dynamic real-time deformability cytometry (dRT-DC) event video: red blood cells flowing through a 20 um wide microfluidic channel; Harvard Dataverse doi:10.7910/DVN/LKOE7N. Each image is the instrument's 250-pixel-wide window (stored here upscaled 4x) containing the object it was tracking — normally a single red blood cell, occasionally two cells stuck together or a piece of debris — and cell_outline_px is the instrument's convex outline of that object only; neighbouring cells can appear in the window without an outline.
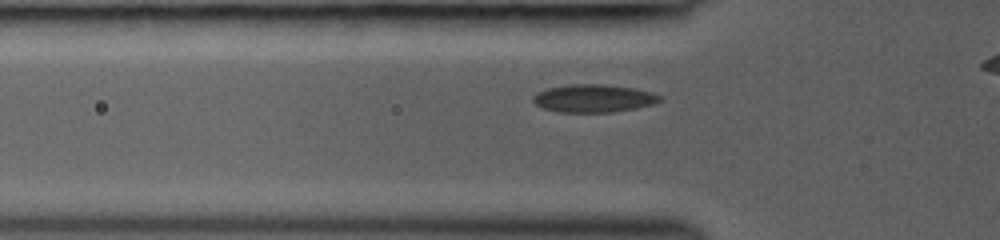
{"species": "common noctule bat (a hibernating species)", "species_latin": "Nyctalus noctula", "temperature_condition": "room temperature", "stored_images_in_passage": 46, "camera_frame_rate_fps": 3000, "um_per_image_px": 0.085, "animal": {"sex": "female", "body_mass_g": 19.0, "forearm_length_mm": 53.3}, "frame": {"image": 1, "passage_image": 7, "time_ms": 1.333, "image_size_px": [1000, 240], "cell_outline_px": [[664, 96], [656, 104], [636, 108], [612, 112], [556, 112], [544, 108], [536, 104], [532, 100], [532, 96], [536, 92], [548, 88], [572, 84], [604, 84], [632, 88], [652, 92]], "centroid_in_image_um": [50.47, 8.36], "position_along_channel_um": 75.3, "area_um2": 20.69}}
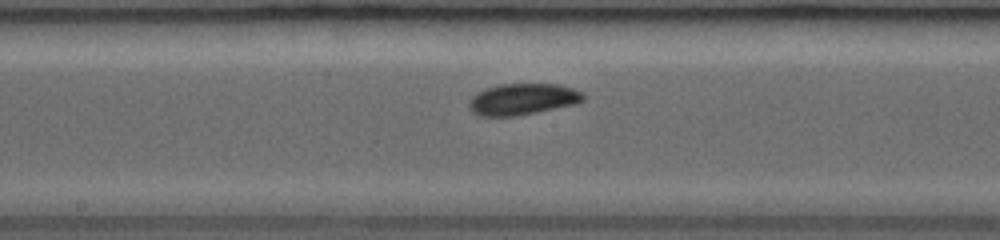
{"frame": {"image": 2, "passage_image": 24, "time_ms": 4.333, "image_size_px": [1000, 240], "cell_outline_px": [[584, 100], [576, 104], [516, 116], [480, 116], [472, 112], [468, 108], [468, 104], [472, 96], [476, 92], [500, 84], [556, 84], [572, 88], [584, 92]], "centroid_in_image_um": [44.41, 8.43], "position_along_channel_um": 203.8, "area_um2": 20.92}}
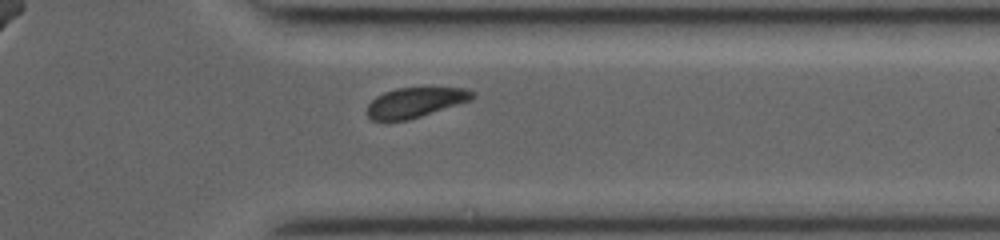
{"frame": {"image": 3, "passage_image": 44, "time_ms": 8.333, "image_size_px": [1000, 240], "cell_outline_px": [[476, 96], [472, 100], [408, 120], [372, 120], [368, 116], [368, 104], [376, 96], [384, 92], [396, 88], [464, 88], [476, 92]], "centroid_in_image_um": [35.33, 8.7], "position_along_channel_um": 376.1, "area_um2": 18.26}}